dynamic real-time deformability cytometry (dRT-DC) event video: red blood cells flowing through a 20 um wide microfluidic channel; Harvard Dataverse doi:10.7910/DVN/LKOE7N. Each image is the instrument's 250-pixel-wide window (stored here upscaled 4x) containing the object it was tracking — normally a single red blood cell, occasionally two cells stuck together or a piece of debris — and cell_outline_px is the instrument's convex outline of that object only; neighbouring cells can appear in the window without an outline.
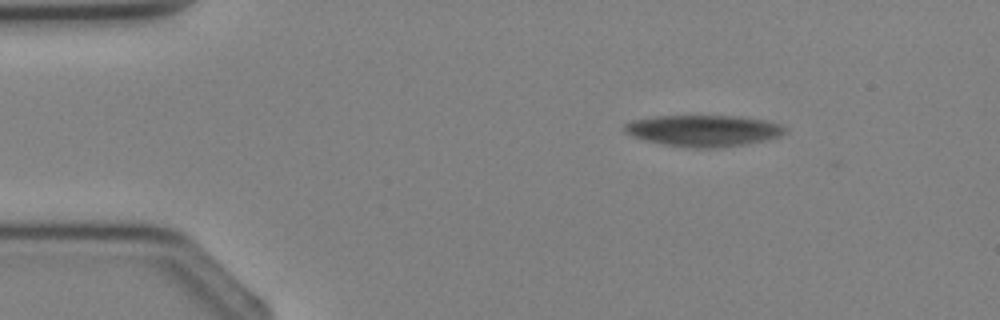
{"species": "Egyptian fruit bat (a non-hibernating species)", "species_latin": "Rousettus aegyptiacus", "temperature_condition": "cold", "stored_images_in_passage": 2, "camera_frame_rate_fps": 3000, "um_per_image_px": 0.085, "animal": {"sex": "female"}, "frame": {"image": 1, "passage_image": 1, "time_ms": 0.0, "image_size_px": [1000, 320], "cell_outline_px": [[788, 132], [780, 136], [764, 140], [744, 144], [712, 148], [696, 148], [664, 144], [644, 140], [632, 136], [624, 132], [624, 124], [632, 120], [656, 116], [736, 116], [764, 120], [780, 124], [788, 128]], "centroid_in_image_um": [59.8, 11.1], "position_along_channel_um": 25.2, "area_um2": 29.25}}